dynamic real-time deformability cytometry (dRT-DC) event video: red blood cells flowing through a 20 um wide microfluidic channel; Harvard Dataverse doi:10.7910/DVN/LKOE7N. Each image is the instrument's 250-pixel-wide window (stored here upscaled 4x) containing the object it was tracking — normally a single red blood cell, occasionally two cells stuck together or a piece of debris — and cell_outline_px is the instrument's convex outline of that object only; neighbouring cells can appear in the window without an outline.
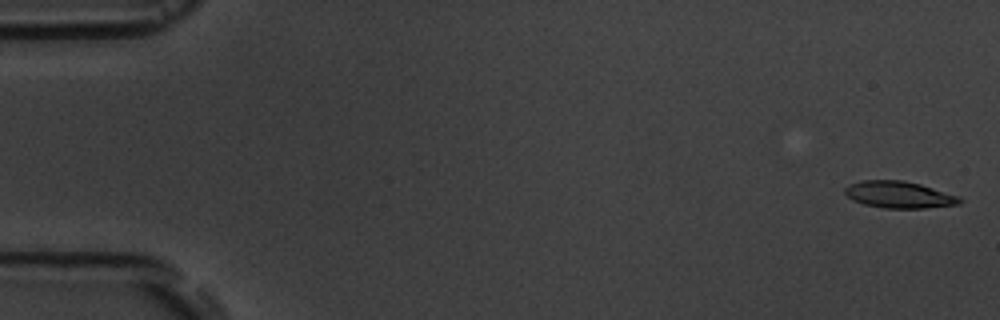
{"species": "common noctule bat (a hibernating species)", "species_latin": "Nyctalus noctula", "temperature_condition": "room temperature", "stored_images_in_passage": 7, "camera_frame_rate_fps": 3000, "um_per_image_px": 0.085, "animal": {"sex": "male", "body_mass_g": 19.5, "forearm_length_mm": 54.6}, "frame": {"image": 1, "passage_image": 1, "time_ms": 0.0, "image_size_px": [1000, 320], "cell_outline_px": [[964, 200], [960, 204], [924, 208], [884, 208], [864, 204], [852, 200], [844, 192], [844, 188], [848, 184], [860, 180], [904, 180], [920, 184], [960, 196]], "centroid_in_image_um": [76.42, 16.54], "position_along_channel_um": 8.6, "area_um2": 18.09}}
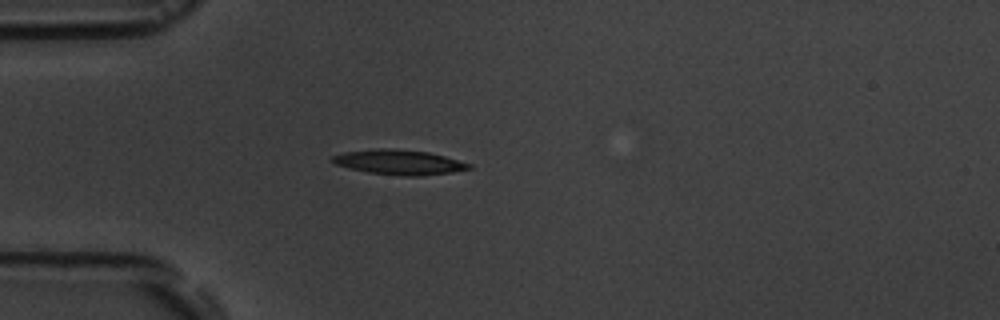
{"frame": {"image": 2, "passage_image": 5, "time_ms": 4.667, "image_size_px": [1000, 320], "cell_outline_px": [[472, 168], [452, 172], [420, 176], [404, 176], [368, 172], [348, 168], [336, 164], [328, 160], [332, 156], [344, 152], [376, 148], [392, 148], [428, 152], [444, 156], [472, 164]], "centroid_in_image_um": [33.89, 13.78], "position_along_channel_um": 51.1, "area_um2": 19.83}}
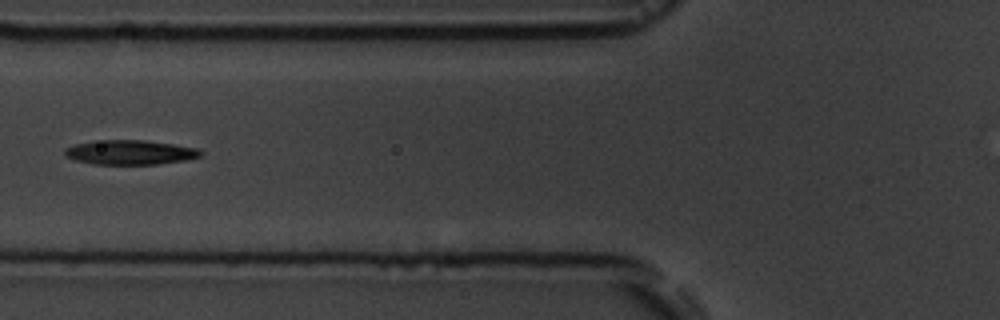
{"frame": {"image": 3, "passage_image": 7, "time_ms": 6.667, "image_size_px": [1000, 320], "cell_outline_px": [[204, 152], [200, 156], [188, 160], [156, 164], [92, 164], [76, 160], [64, 156], [64, 148], [76, 144], [92, 140], [144, 140], [200, 148]], "centroid_in_image_um": [11.06, 12.94], "position_along_channel_um": 114.7, "area_um2": 19.59}}